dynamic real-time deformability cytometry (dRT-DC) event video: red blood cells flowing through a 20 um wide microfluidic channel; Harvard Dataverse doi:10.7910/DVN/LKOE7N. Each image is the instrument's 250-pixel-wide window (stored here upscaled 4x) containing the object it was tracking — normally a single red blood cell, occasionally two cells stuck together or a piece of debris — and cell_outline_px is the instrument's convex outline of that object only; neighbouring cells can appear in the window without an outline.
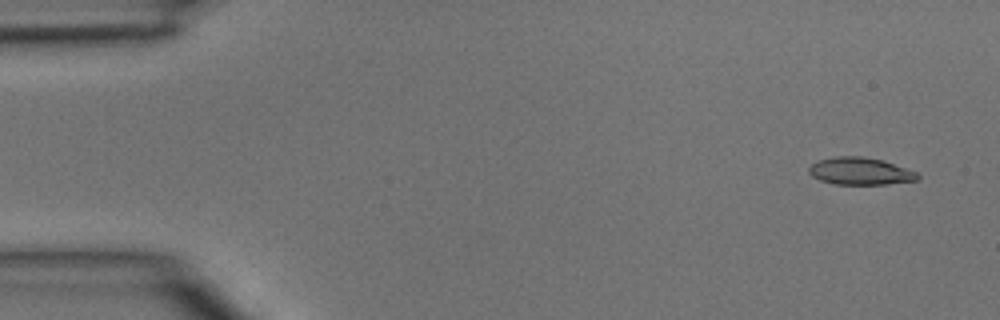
{"species": "common noctule bat (a hibernating species)", "species_latin": "Nyctalus noctula", "temperature_condition": "room temperature", "stored_images_in_passage": 3, "camera_frame_rate_fps": 3000, "um_per_image_px": 0.085, "animal": {"sex": "male", "body_mass_g": 15.6}, "frame": {"image": 1, "passage_image": 1, "time_ms": 0.0, "image_size_px": [1000, 320], "cell_outline_px": [[920, 176], [916, 180], [888, 184], [836, 184], [820, 180], [812, 176], [808, 172], [808, 168], [812, 164], [820, 160], [836, 156], [860, 156], [880, 160], [916, 172]], "centroid_in_image_um": [73.08, 14.56], "position_along_channel_um": 11.9, "area_um2": 16.94}}